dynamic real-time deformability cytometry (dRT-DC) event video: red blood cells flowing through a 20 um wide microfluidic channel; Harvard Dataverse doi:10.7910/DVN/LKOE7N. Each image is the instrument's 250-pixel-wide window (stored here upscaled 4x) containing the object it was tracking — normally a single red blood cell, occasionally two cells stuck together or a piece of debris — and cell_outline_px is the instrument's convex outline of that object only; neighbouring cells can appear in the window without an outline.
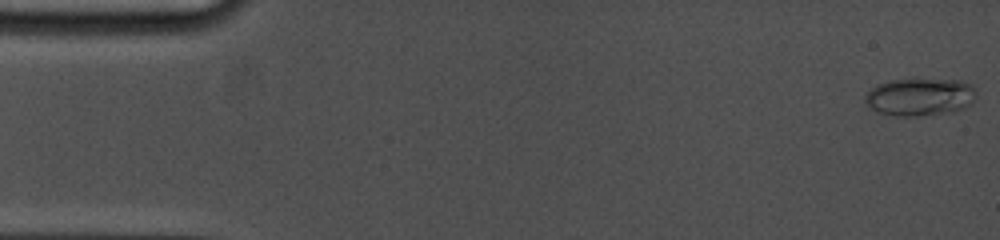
{"species": "common noctule bat (a hibernating species)", "species_latin": "Nyctalus noctula", "temperature_condition": "cold", "stored_images_in_passage": 9, "camera_frame_rate_fps": 5000, "um_per_image_px": 0.085, "animal": {"sex": "female", "body_mass_g": 19.0, "forearm_length_mm": 53.3}, "frame": {"image": 1, "passage_image": 1, "time_ms": 0.0, "image_size_px": [1000, 240], "cell_outline_px": [[976, 96], [972, 104], [964, 108], [952, 112], [916, 116], [892, 116], [876, 112], [864, 100], [864, 96], [876, 84], [888, 80], [912, 76], [960, 80], [972, 84], [976, 92]], "centroid_in_image_um": [78.2, 8.19], "position_along_channel_um": 6.8, "area_um2": 25.55}}
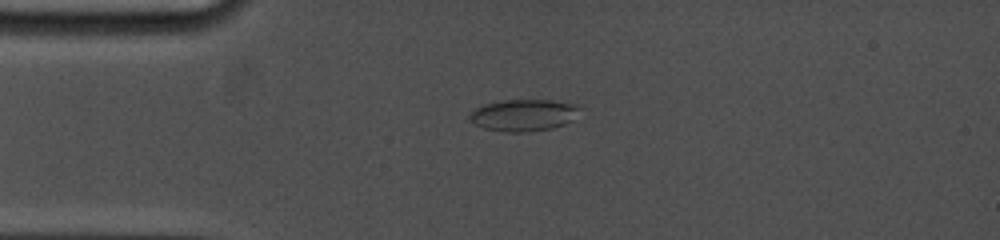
{"frame": {"image": 2, "passage_image": 5, "time_ms": 3.8, "image_size_px": [1000, 240], "cell_outline_px": [[580, 108], [564, 124], [552, 128], [524, 132], [508, 132], [484, 128], [468, 120], [468, 116], [476, 108], [484, 104], [504, 100], [552, 100], [576, 104]], "centroid_in_image_um": [44.44, 9.78], "position_along_channel_um": 40.6, "area_um2": 20.0}}
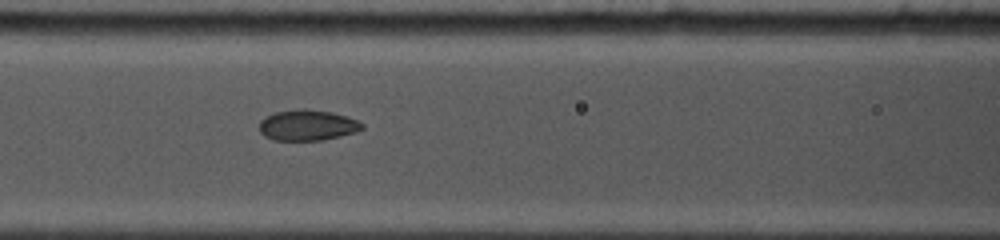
{"frame": {"image": 3, "passage_image": 9, "time_ms": 7.0, "image_size_px": [1000, 240], "cell_outline_px": [[364, 128], [356, 132], [324, 140], [272, 140], [264, 136], [260, 132], [260, 120], [264, 116], [276, 112], [296, 108], [308, 108], [332, 112], [348, 116], [364, 124]], "centroid_in_image_um": [26.13, 10.63], "position_along_channel_um": 140.5, "area_um2": 18.73}}